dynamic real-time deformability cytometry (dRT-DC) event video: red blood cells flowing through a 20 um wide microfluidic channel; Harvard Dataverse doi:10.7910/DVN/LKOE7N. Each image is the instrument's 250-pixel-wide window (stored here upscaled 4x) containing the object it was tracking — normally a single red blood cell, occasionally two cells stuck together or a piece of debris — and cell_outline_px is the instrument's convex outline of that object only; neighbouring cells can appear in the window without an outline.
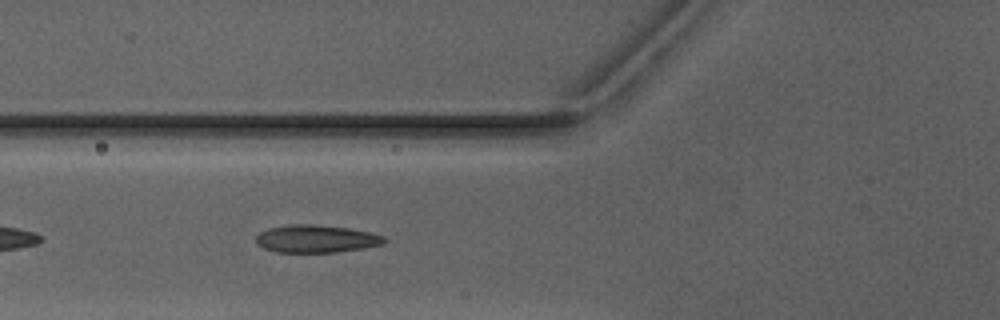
{"species": "Egyptian fruit bat (a non-hibernating species)", "species_latin": "Rousettus aegyptiacus", "temperature_condition": "warm", "stored_images_in_passage": 36, "camera_frame_rate_fps": 3000, "um_per_image_px": 0.085, "animal": {"sex": "male"}, "frame": {"image": 1, "passage_image": 5, "time_ms": 1.333, "image_size_px": [1000, 320], "cell_outline_px": [[384, 244], [364, 248], [336, 252], [276, 252], [264, 248], [256, 244], [256, 236], [260, 232], [268, 228], [292, 224], [312, 224], [348, 228], [368, 232], [384, 236]], "centroid_in_image_um": [26.84, 20.3], "position_along_channel_um": 99.0, "area_um2": 20.58}}
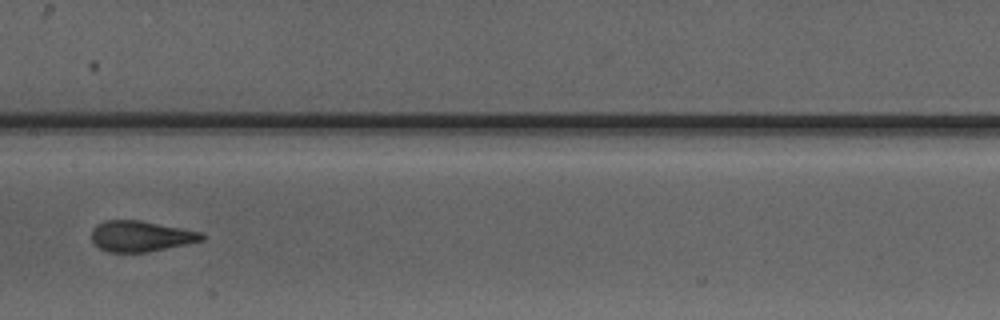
{"frame": {"image": 2, "passage_image": 12, "time_ms": 3.667, "image_size_px": [1000, 320], "cell_outline_px": [[204, 240], [148, 252], [108, 252], [92, 244], [92, 228], [96, 224], [108, 220], [140, 220], [204, 232]], "centroid_in_image_um": [11.96, 20.07], "position_along_channel_um": 195.4, "area_um2": 19.88}}
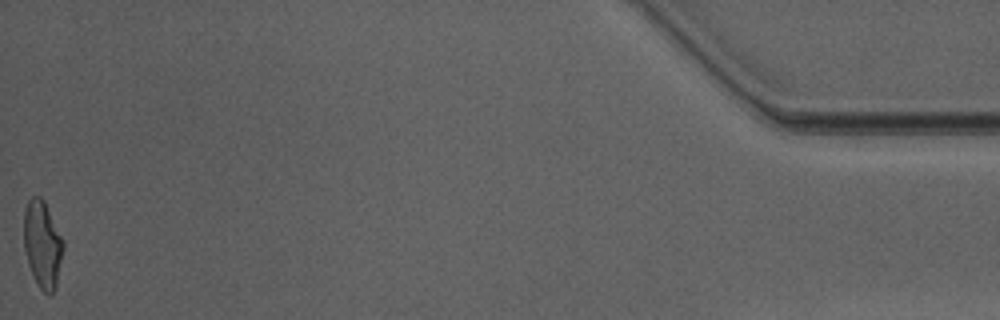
{"frame": {"image": 3, "passage_image": 36, "time_ms": 11.667, "image_size_px": [1000, 320], "cell_outline_px": [[64, 248], [56, 288], [52, 296], [48, 296], [40, 288], [28, 264], [24, 248], [24, 208], [28, 200], [32, 196], [40, 196], [44, 200], [64, 240]], "centroid_in_image_um": [3.63, 20.77], "position_along_channel_um": 431.6, "area_um2": 20.23}, "authors_computed_cell_mechanics": {"area_um2": 19.8543, "velocity_mm_per_s": 4.109, "shape_relaxation_time_tau1_ms": 3.6916, "shape_relaxation_time_tau2_ms": 0.7801, "deformation_change_tau1": 0.1674, "deformation_change_tau2": 0.0735}}